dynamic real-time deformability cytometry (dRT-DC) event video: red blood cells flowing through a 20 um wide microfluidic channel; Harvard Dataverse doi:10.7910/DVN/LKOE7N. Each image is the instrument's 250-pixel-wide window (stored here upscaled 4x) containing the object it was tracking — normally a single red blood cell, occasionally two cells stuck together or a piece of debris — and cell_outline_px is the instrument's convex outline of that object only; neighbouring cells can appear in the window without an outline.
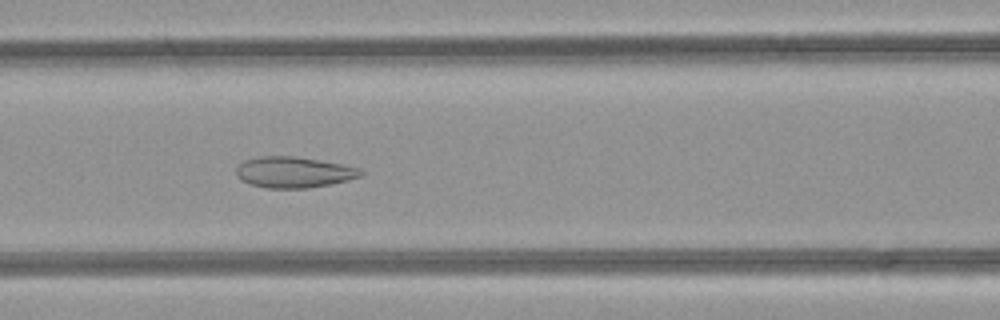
{"species": "common noctule bat (a hibernating species)", "species_latin": "Nyctalus noctula", "temperature_condition": "room temperature", "stored_images_in_passage": 49, "camera_frame_rate_fps": 3000, "um_per_image_px": 0.085, "animal": {"sex": "female", "body_mass_g": 21.9}, "frame": {"image": 1, "passage_image": 21, "time_ms": 6.667, "image_size_px": [1000, 320], "cell_outline_px": [[364, 172], [360, 176], [348, 180], [332, 184], [308, 188], [268, 188], [248, 184], [240, 180], [236, 176], [236, 168], [244, 160], [260, 156], [292, 156], [340, 164], [356, 168]], "centroid_in_image_um": [24.9, 14.65], "position_along_channel_um": 141.7, "area_um2": 22.31}}
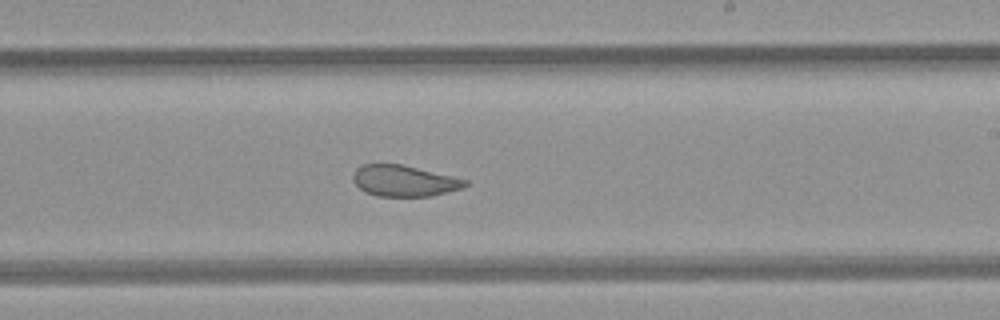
{"frame": {"image": 2, "passage_image": 29, "time_ms": 9.333, "image_size_px": [1000, 320], "cell_outline_px": [[468, 184], [460, 188], [432, 196], [376, 196], [364, 192], [352, 180], [352, 176], [356, 168], [364, 164], [400, 164], [452, 176], [468, 180]], "centroid_in_image_um": [34.31, 15.37], "position_along_channel_um": 254.7, "area_um2": 20.17}}
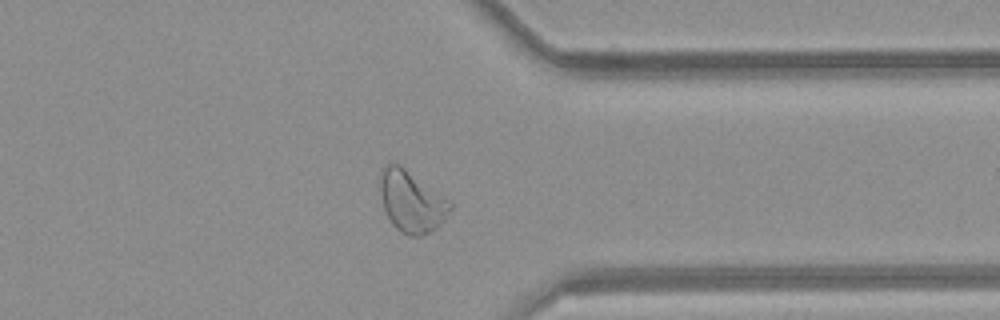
{"frame": {"image": 3, "passage_image": 38, "time_ms": 12.333, "image_size_px": [1000, 320], "cell_outline_px": [[452, 208], [444, 220], [436, 228], [424, 236], [408, 236], [400, 232], [392, 224], [384, 208], [380, 192], [380, 172], [388, 160], [400, 164], [448, 200], [452, 204]], "centroid_in_image_um": [34.95, 17.12], "position_along_channel_um": 376.5, "area_um2": 25.09}, "authors_computed_cell_mechanics": {"area_um2": 27.166, "velocity_mm_per_s": 4.2474, "shape_relaxation_time_tau1_ms": null, "shape_relaxation_time_tau2_ms": 1.1771, "deformation_change_tau1": null, "deformation_change_tau2": 0.0654}}